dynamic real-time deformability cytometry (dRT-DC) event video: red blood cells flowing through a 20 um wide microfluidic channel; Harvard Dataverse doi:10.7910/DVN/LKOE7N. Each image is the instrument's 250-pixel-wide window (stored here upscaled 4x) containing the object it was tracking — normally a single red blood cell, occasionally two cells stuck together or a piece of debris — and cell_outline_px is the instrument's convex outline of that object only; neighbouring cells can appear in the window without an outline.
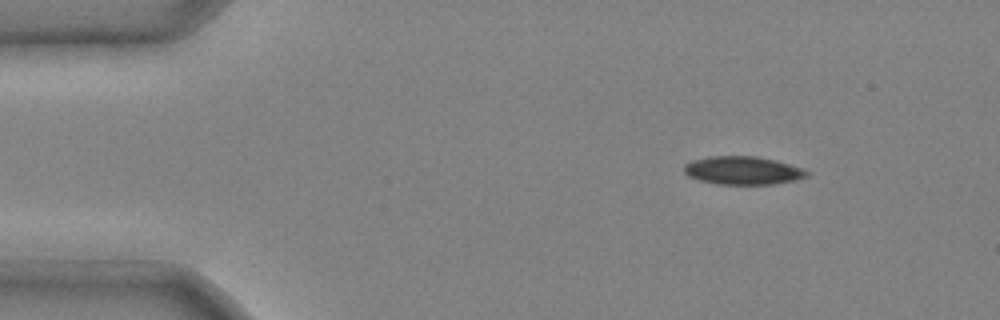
{"species": "common noctule bat (a hibernating species)", "species_latin": "Nyctalus noctula", "temperature_condition": "cold", "stored_images_in_passage": 3, "camera_frame_rate_fps": 3000, "um_per_image_px": 0.085, "animal": {"sex": "male", "body_mass_g": 20.4}, "frame": {"image": 1, "passage_image": 1, "time_ms": 0.0, "image_size_px": [1000, 320], "cell_outline_px": [[812, 172], [808, 176], [796, 180], [776, 184], [716, 184], [700, 180], [688, 176], [684, 172], [684, 164], [692, 160], [708, 156], [756, 156], [776, 160]], "centroid_in_image_um": [63.14, 14.49], "position_along_channel_um": 21.9, "area_um2": 20.29}}
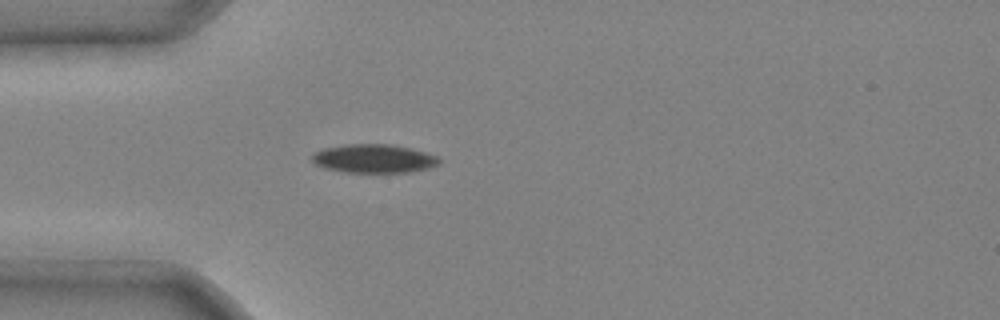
{"frame": {"image": 2, "passage_image": 3, "time_ms": 0.667, "image_size_px": [1000, 320], "cell_outline_px": [[440, 164], [428, 168], [408, 172], [344, 172], [324, 168], [316, 164], [312, 160], [312, 152], [324, 148], [344, 144], [388, 144], [408, 148], [424, 152], [436, 156], [440, 160]], "centroid_in_image_um": [31.73, 13.48], "position_along_channel_um": 53.3, "area_um2": 21.1}}